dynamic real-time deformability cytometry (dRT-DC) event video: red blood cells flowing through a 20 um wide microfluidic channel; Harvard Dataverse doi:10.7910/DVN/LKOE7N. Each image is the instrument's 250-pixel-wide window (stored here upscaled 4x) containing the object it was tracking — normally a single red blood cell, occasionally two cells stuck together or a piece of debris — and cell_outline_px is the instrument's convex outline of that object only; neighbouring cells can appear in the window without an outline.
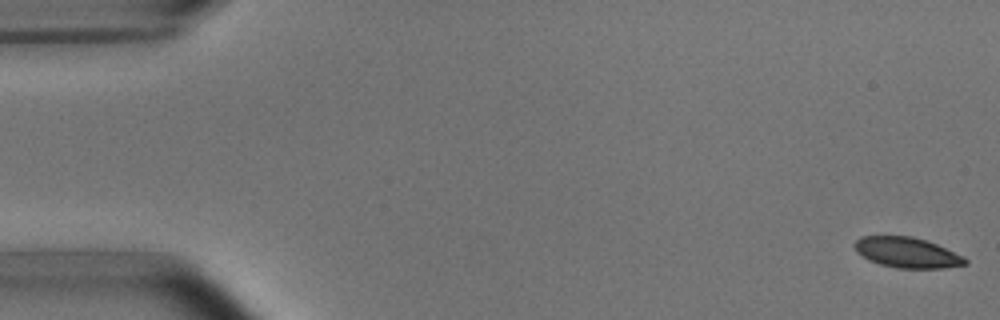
{"species": "common noctule bat (a hibernating species)", "species_latin": "Nyctalus noctula", "temperature_condition": "room temperature", "stored_images_in_passage": 5, "camera_frame_rate_fps": 3000, "um_per_image_px": 0.085, "animal": {"sex": "male", "body_mass_g": 15.6}, "frame": {"image": 1, "passage_image": 1, "time_ms": 0.0, "image_size_px": [1000, 320], "cell_outline_px": [[968, 264], [944, 268], [896, 268], [880, 264], [868, 260], [856, 252], [852, 244], [860, 236], [912, 236], [936, 244], [964, 256], [968, 260]], "centroid_in_image_um": [77.07, 21.47], "position_along_channel_um": 7.9, "area_um2": 19.71}}